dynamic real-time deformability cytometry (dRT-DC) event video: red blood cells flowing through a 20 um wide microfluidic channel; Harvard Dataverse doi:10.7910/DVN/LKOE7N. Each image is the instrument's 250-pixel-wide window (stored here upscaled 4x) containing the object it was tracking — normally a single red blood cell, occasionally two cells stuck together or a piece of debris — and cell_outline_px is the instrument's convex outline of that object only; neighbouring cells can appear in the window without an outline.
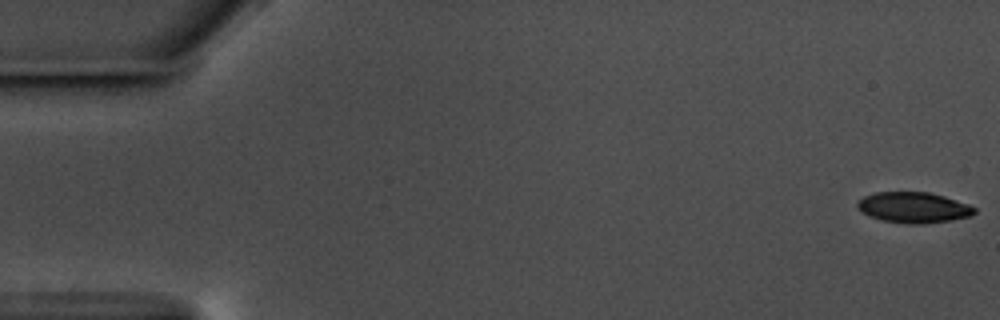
{"species": "common noctule bat (a hibernating species)", "species_latin": "Nyctalus noctula", "temperature_condition": "warm", "stored_images_in_passage": 58, "camera_frame_rate_fps": 3000, "um_per_image_px": 0.085, "animal": {"sex": "male", "body_mass_g": 17.5, "forearm_length_mm": 52.3}, "frame": {"image": 1, "passage_image": 1, "time_ms": 0.0, "image_size_px": [1000, 320], "cell_outline_px": [[976, 212], [968, 216], [948, 220], [924, 224], [908, 224], [880, 220], [868, 216], [856, 204], [864, 196], [876, 192], [928, 192], [944, 196], [968, 204], [976, 208]], "centroid_in_image_um": [77.64, 17.64], "position_along_channel_um": 7.4, "area_um2": 20.75}}
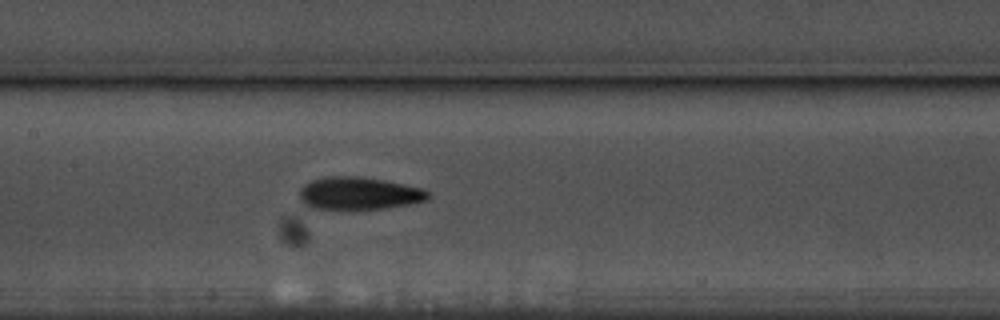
{"frame": {"image": 2, "passage_image": 28, "time_ms": 9.0, "image_size_px": [1000, 320], "cell_outline_px": [[432, 196], [428, 200], [408, 204], [384, 208], [308, 208], [300, 204], [300, 188], [304, 184], [312, 180], [324, 176], [364, 176], [424, 188], [432, 192]], "centroid_in_image_um": [30.52, 16.41], "position_along_channel_um": 176.9, "area_um2": 24.68}}
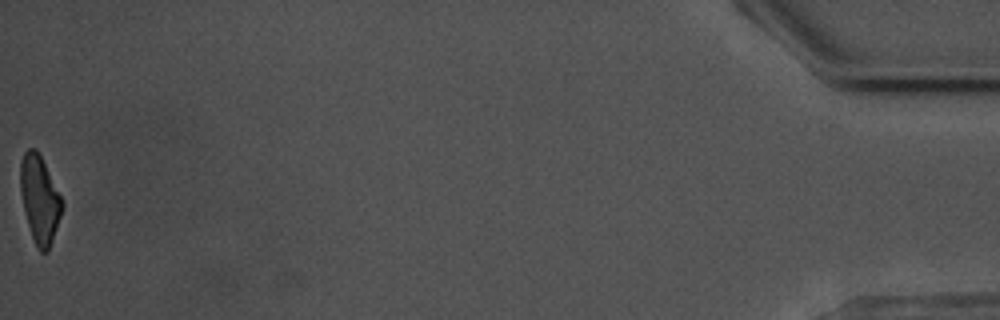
{"frame": {"image": 3, "passage_image": 58, "time_ms": 19.0, "image_size_px": [1000, 320], "cell_outline_px": [[64, 208], [48, 252], [40, 252], [32, 236], [24, 212], [20, 192], [20, 160], [24, 152], [28, 148], [36, 148], [64, 204]], "centroid_in_image_um": [3.36, 16.95], "position_along_channel_um": 431.8, "area_um2": 21.04}, "authors_computed_cell_mechanics": {"area_um2": 22.7443, "velocity_mm_per_s": 3.5694, "shape_relaxation_time_tau1_ms": 4.4161, "shape_relaxation_time_tau2_ms": 3.5331, "deformation_change_tau1": 0.1577, "deformation_change_tau2": 0.1115}}